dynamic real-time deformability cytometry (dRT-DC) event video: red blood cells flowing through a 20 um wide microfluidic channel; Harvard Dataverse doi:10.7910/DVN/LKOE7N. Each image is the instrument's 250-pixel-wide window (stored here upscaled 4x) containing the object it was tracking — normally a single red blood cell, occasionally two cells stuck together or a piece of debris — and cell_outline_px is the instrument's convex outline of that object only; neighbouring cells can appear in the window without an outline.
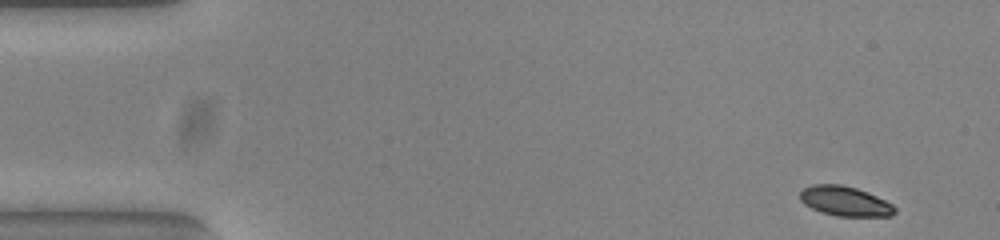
{"species": "common noctule bat (a hibernating species)", "species_latin": "Nyctalus noctula", "temperature_condition": "warm", "stored_images_in_passage": 52, "segment_of_instrument_passage": [1, 2], "camera_frame_rate_fps": 3000, "um_per_image_px": 0.085, "animal": {"sex": "female", "body_mass_g": 23.0, "forearm_length_mm": 53.4}, "frame": {"image": 1, "passage_image": 1, "time_ms": 0.0, "image_size_px": [1000, 240], "cell_outline_px": [[896, 212], [892, 216], [836, 216], [820, 212], [804, 204], [800, 200], [800, 192], [804, 188], [812, 184], [840, 184], [856, 188], [868, 192], [892, 204], [896, 208]], "centroid_in_image_um": [71.82, 17.1], "position_along_channel_um": 13.2, "area_um2": 16.47}}
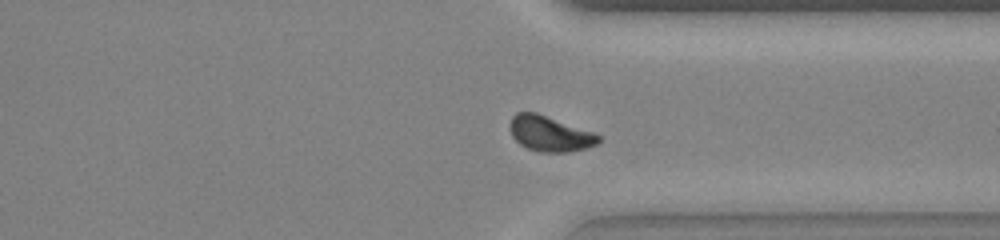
{"frame": {"image": 2, "passage_image": 38, "time_ms": 12.333, "image_size_px": [1000, 240], "cell_outline_px": [[600, 140], [596, 144], [584, 148], [568, 152], [540, 152], [528, 148], [520, 144], [512, 136], [512, 116], [516, 112], [536, 112], [592, 132], [600, 136]], "centroid_in_image_um": [46.73, 11.36], "position_along_channel_um": 364.7, "area_um2": 17.8}}
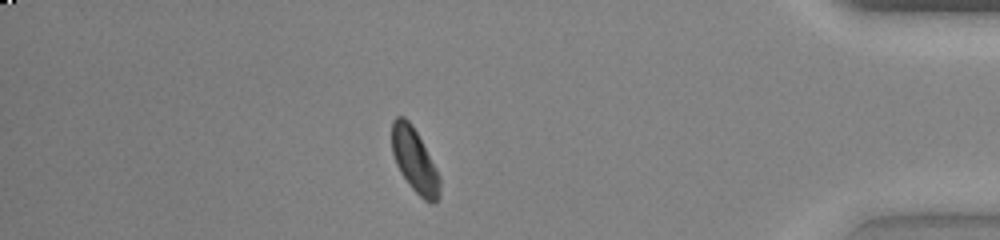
{"frame": {"image": 3, "passage_image": 44, "time_ms": 14.333, "image_size_px": [1000, 240], "cell_outline_px": [[440, 196], [432, 204], [428, 204], [412, 188], [400, 172], [396, 164], [392, 152], [392, 120], [396, 116], [404, 116], [412, 124], [436, 168], [440, 176]], "centroid_in_image_um": [35.24, 13.64], "position_along_channel_um": 400.0, "area_um2": 17.8}}